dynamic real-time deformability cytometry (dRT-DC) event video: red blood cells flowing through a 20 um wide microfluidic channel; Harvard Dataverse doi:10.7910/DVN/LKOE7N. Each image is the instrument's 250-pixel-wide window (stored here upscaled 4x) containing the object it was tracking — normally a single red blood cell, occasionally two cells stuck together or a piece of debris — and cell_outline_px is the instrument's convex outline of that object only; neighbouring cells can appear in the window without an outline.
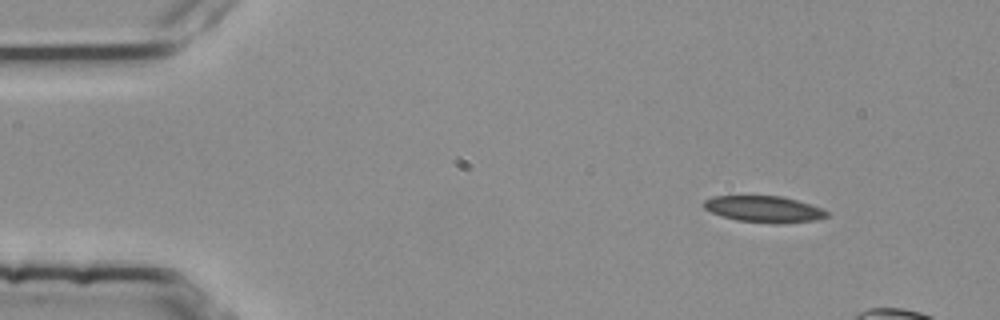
{"species": "common noctule bat (a hibernating species)", "species_latin": "Nyctalus noctula", "temperature_condition": "room temperature", "stored_images_in_passage": 13, "camera_frame_rate_fps": 3000, "um_per_image_px": 0.085, "animal": {"sex": "female", "body_mass_g": 25.1}, "frame": {"image": 1, "passage_image": 6, "time_ms": 1.667, "image_size_px": [1000, 320], "cell_outline_px": [[828, 216], [816, 220], [784, 224], [772, 224], [736, 220], [712, 212], [704, 208], [704, 200], [712, 196], [780, 196], [796, 200], [820, 208], [828, 212]], "centroid_in_image_um": [64.94, 17.79], "position_along_channel_um": 20.1, "area_um2": 18.84}}